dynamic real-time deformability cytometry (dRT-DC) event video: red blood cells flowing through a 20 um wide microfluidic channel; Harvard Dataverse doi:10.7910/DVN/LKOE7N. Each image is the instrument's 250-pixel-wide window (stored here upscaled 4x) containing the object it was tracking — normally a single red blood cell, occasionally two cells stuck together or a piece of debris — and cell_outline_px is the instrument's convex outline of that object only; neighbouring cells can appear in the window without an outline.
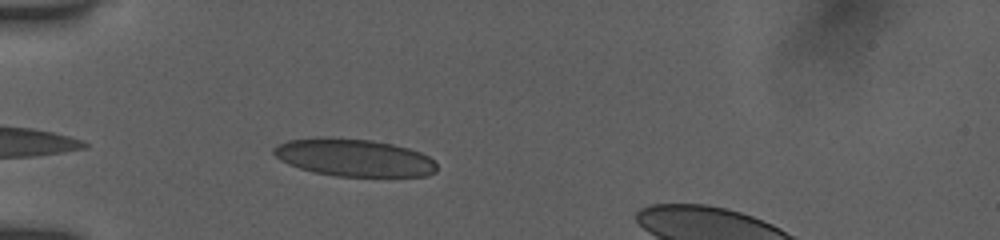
{"species": "human", "species_latin": "Homo sapiens", "temperature_condition": "room temperature", "stored_images_in_passage": 26, "camera_frame_rate_fps": 3000, "um_per_image_px": 0.085, "donor": {"sex": "female"}, "frame": {"image": 1, "passage_image": 3, "time_ms": 0.667, "image_size_px": [1000, 240], "cell_outline_px": [[436, 172], [424, 176], [336, 176], [312, 172], [288, 164], [280, 160], [272, 152], [272, 148], [276, 144], [288, 140], [372, 140], [392, 144], [408, 148], [420, 152], [428, 156], [436, 164]], "centroid_in_image_um": [30.11, 13.44], "position_along_channel_um": 54.9, "area_um2": 34.62}}
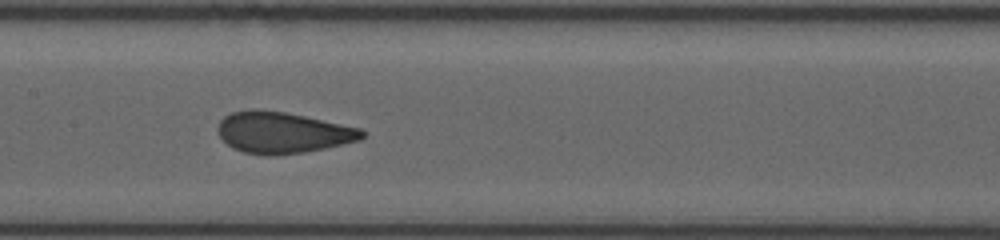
{"frame": {"image": 2, "passage_image": 14, "time_ms": 4.333, "image_size_px": [1000, 240], "cell_outline_px": [[364, 136], [360, 140], [324, 148], [304, 152], [272, 156], [264, 156], [244, 152], [232, 148], [220, 136], [216, 128], [220, 120], [224, 116], [232, 112], [252, 108], [284, 112], [304, 116], [360, 128], [364, 132]], "centroid_in_image_um": [23.97, 11.27], "position_along_channel_um": 183.4, "area_um2": 34.62}}
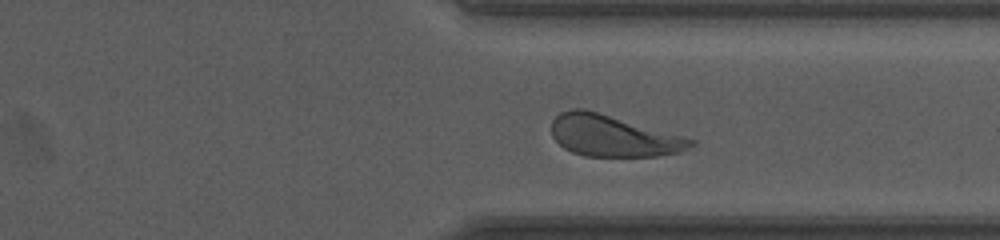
{"frame": {"image": 3, "passage_image": 24, "time_ms": 7.667, "image_size_px": [1000, 240], "cell_outline_px": [[696, 144], [680, 152], [656, 156], [584, 156], [572, 152], [564, 148], [552, 136], [552, 120], [560, 112], [572, 108], [584, 108], [684, 136], [696, 140]], "centroid_in_image_um": [52.11, 11.54], "position_along_channel_um": 359.3, "area_um2": 33.58}}